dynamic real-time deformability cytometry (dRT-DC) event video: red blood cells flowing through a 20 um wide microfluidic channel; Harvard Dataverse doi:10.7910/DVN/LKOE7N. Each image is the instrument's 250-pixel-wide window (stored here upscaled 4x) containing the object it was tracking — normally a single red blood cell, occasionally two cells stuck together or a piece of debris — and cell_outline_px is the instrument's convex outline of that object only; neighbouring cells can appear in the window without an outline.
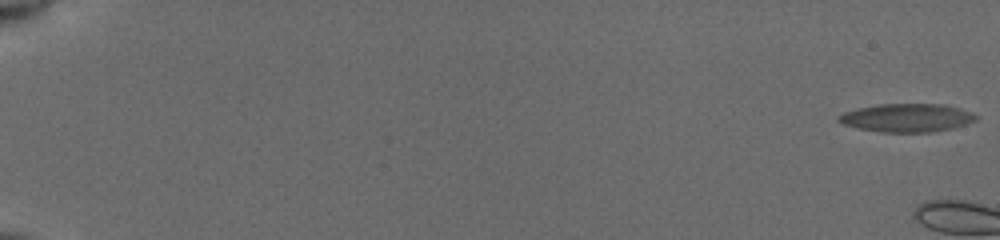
{"species": "common noctule bat (a hibernating species)", "species_latin": "Nyctalus noctula", "temperature_condition": "cold", "stored_images_in_passage": 5, "camera_frame_rate_fps": 3000, "um_per_image_px": 0.085, "animal": {"sex": "female", "body_mass_g": 19.5, "forearm_length_mm": 54.1}, "frame": {"image": 1, "passage_image": 1, "time_ms": 0.0, "image_size_px": [1000, 240], "cell_outline_px": [[976, 120], [964, 124], [948, 128], [928, 132], [884, 132], [860, 128], [844, 124], [836, 120], [844, 112], [860, 108], [880, 104], [940, 104], [956, 108], [968, 112], [976, 116]], "centroid_in_image_um": [77.03, 10.01], "position_along_channel_um": 8.0, "area_um2": 21.85}}